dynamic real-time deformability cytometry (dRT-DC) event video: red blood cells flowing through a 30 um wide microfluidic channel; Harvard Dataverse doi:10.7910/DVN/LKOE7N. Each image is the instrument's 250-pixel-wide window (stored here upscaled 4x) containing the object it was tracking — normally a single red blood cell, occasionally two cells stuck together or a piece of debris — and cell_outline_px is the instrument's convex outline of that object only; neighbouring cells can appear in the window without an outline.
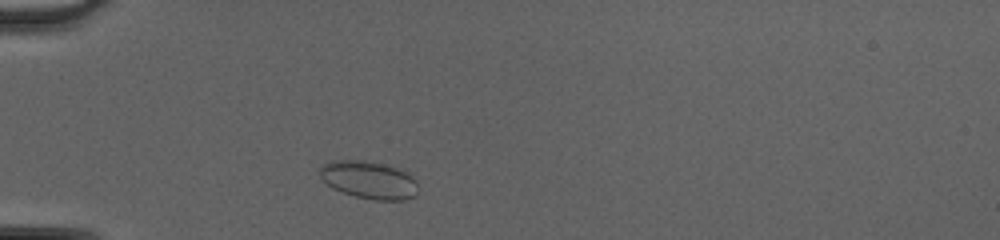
{"species": "common noctule bat (a hibernating species)", "species_latin": "Nyctalus noctula", "temperature_condition": "cold", "stored_images_in_passage": 35, "camera_frame_rate_fps": 3000, "um_per_image_px": 0.085, "animal": {"sex": "female", "body_mass_g": 20.0, "forearm_length_mm": 54.0}, "frame": {"image": 1, "passage_image": 4, "time_ms": 1.0, "image_size_px": [1000, 240], "cell_outline_px": [[416, 196], [404, 200], [376, 200], [356, 196], [332, 188], [320, 176], [320, 168], [324, 164], [332, 160], [364, 160], [396, 168], [408, 172], [416, 180]], "centroid_in_image_um": [31.37, 15.29], "position_along_channel_um": 53.6, "area_um2": 21.33}}
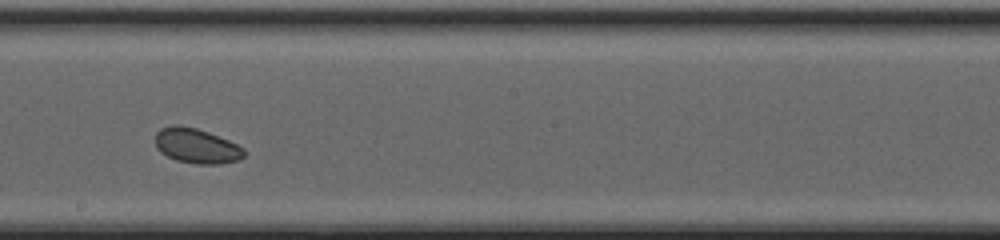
{"frame": {"image": 2, "passage_image": 18, "time_ms": 5.667, "image_size_px": [1000, 240], "cell_outline_px": [[244, 156], [240, 160], [220, 164], [196, 164], [176, 160], [160, 152], [156, 148], [156, 132], [160, 128], [172, 124], [176, 124], [196, 128], [208, 132], [228, 140], [244, 148]], "centroid_in_image_um": [16.69, 12.4], "position_along_channel_um": 231.5, "area_um2": 18.15}}
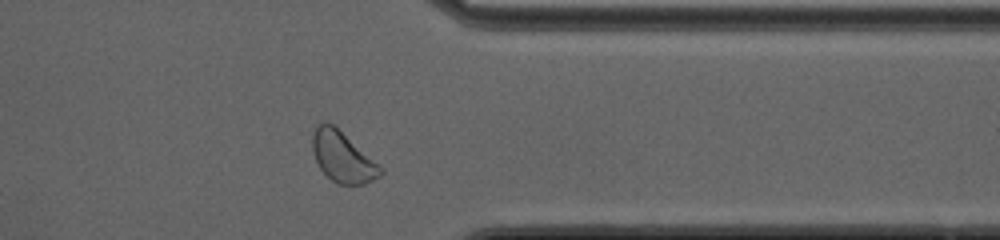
{"frame": {"image": 3, "passage_image": 29, "time_ms": 9.333, "image_size_px": [1000, 240], "cell_outline_px": [[384, 172], [380, 176], [364, 184], [336, 184], [320, 168], [316, 160], [312, 148], [312, 132], [316, 124], [324, 120], [332, 124], [384, 168]], "centroid_in_image_um": [29.11, 13.33], "position_along_channel_um": 382.3, "area_um2": 19.94}, "authors_computed_cell_mechanics": {"area_um2": 18.785, "velocity_mm_per_s": 4.1985, "shape_relaxation_time_tau1_ms": 3.4774, "shape_relaxation_time_tau2_ms": null, "deformation_change_tau1": 0.0437, "deformation_change_tau2": null}}